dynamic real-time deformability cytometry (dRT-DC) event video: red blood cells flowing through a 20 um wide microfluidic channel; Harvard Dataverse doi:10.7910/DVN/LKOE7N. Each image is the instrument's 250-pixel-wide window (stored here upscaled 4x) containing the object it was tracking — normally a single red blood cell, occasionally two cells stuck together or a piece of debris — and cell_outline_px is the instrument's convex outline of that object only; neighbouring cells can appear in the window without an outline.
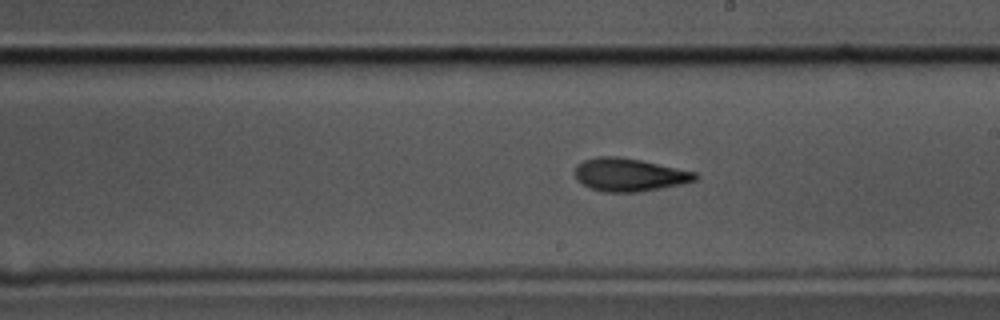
{"species": "common noctule bat (a hibernating species)", "species_latin": "Nyctalus noctula", "temperature_condition": "cold", "stored_images_in_passage": 48, "camera_frame_rate_fps": 3000, "um_per_image_px": 0.085, "animal": {"sex": "male", "body_mass_g": 17.5, "forearm_length_mm": 52.3}, "frame": {"image": 1, "passage_image": 27, "time_ms": 8.667, "image_size_px": [1000, 320], "cell_outline_px": [[700, 176], [696, 180], [684, 184], [636, 192], [604, 192], [588, 188], [576, 180], [576, 164], [584, 160], [600, 156], [616, 156], [640, 160], [696, 172]], "centroid_in_image_um": [53.48, 14.86], "position_along_channel_um": 235.5, "area_um2": 23.18}}
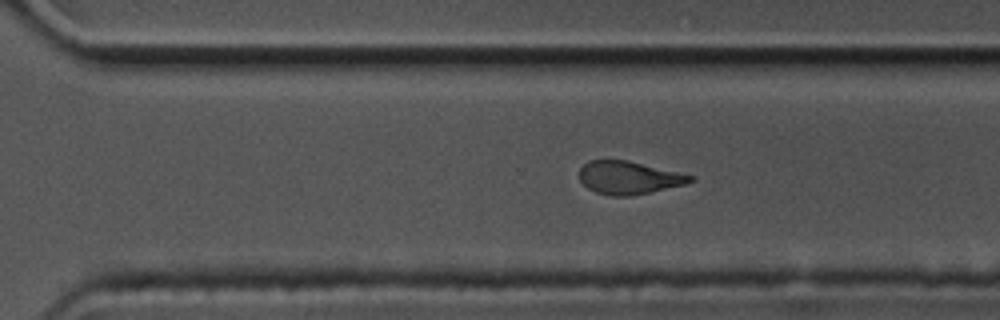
{"frame": {"image": 2, "passage_image": 34, "time_ms": 11.0, "image_size_px": [1000, 320], "cell_outline_px": [[696, 180], [684, 184], [632, 196], [612, 196], [596, 192], [588, 188], [580, 180], [580, 168], [588, 160], [628, 160], [696, 176]], "centroid_in_image_um": [53.46, 15.1], "position_along_channel_um": 317.1, "area_um2": 21.27}}
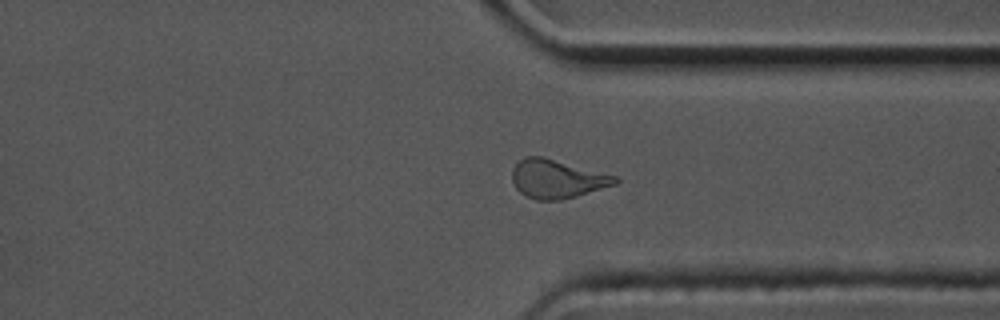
{"frame": {"image": 3, "passage_image": 38, "time_ms": 12.333, "image_size_px": [1000, 320], "cell_outline_px": [[620, 180], [616, 184], [576, 196], [560, 200], [536, 200], [520, 192], [516, 188], [512, 180], [512, 168], [524, 156], [540, 156], [616, 176]], "centroid_in_image_um": [47.32, 15.21], "position_along_channel_um": 364.1, "area_um2": 22.83}, "authors_computed_cell_mechanics": {"area_um2": 22.4842, "velocity_mm_per_s": 3.5, "shape_relaxation_time_tau1_ms": 3.7886, "shape_relaxation_time_tau2_ms": 3.6573, "deformation_change_tau1": 0.1889, "deformation_change_tau2": 0.1243}}